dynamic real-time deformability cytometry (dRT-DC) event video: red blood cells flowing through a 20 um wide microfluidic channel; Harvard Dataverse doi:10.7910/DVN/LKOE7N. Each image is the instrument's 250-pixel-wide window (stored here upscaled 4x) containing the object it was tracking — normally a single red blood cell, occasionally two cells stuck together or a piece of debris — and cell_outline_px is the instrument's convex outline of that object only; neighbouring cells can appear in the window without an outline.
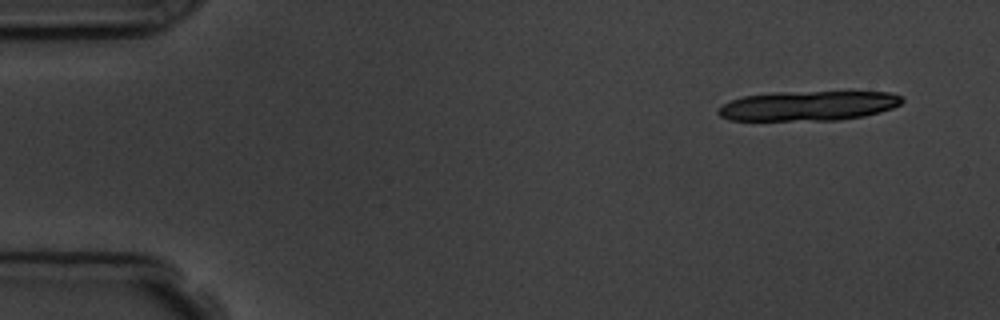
{"species": "common noctule bat (a hibernating species)", "species_latin": "Nyctalus noctula", "temperature_condition": "room temperature", "stored_images_in_passage": 9, "camera_frame_rate_fps": 3000, "um_per_image_px": 0.085, "animal": {"sex": "male", "body_mass_g": 19.5, "forearm_length_mm": 54.6}, "frame": {"image": 1, "passage_image": 2, "time_ms": 1.0, "image_size_px": [1000, 320], "cell_outline_px": [[904, 100], [900, 104], [892, 108], [880, 112], [864, 116], [840, 120], [728, 120], [720, 116], [716, 112], [724, 104], [732, 100], [744, 96], [776, 92], [892, 92], [900, 96]], "centroid_in_image_um": [68.72, 8.99], "position_along_channel_um": 16.3, "area_um2": 31.73}}